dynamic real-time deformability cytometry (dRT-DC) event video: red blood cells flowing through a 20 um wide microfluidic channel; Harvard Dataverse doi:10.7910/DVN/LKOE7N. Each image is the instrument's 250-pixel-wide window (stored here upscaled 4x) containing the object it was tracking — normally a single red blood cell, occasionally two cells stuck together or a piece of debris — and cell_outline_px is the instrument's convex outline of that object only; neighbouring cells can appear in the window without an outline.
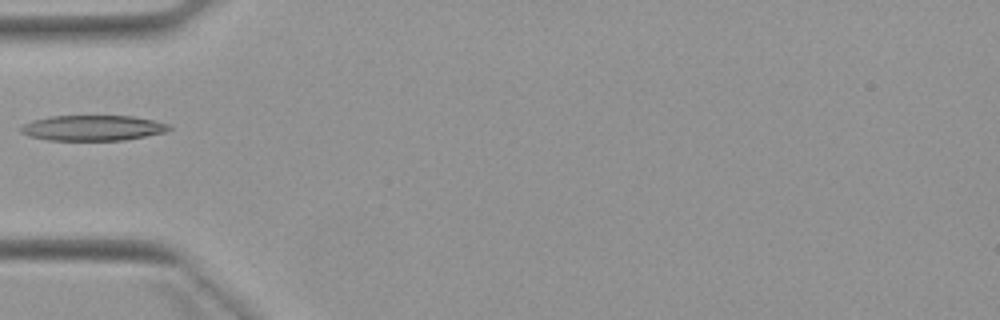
{"species": "Egyptian fruit bat (a non-hibernating species)", "species_latin": "Rousettus aegyptiacus", "temperature_condition": "warm", "stored_images_in_passage": 5, "camera_frame_rate_fps": 3000, "um_per_image_px": 0.085, "animal": {"sex": "female"}, "frame": {"image": 1, "passage_image": 5, "time_ms": 5.667, "image_size_px": [1000, 320], "cell_outline_px": [[172, 128], [168, 132], [124, 140], [48, 140], [28, 136], [20, 132], [20, 128], [24, 124], [32, 120], [48, 116], [132, 116], [152, 120], [168, 124]], "centroid_in_image_um": [7.88, 10.88], "position_along_channel_um": 77.1, "area_um2": 22.02}}